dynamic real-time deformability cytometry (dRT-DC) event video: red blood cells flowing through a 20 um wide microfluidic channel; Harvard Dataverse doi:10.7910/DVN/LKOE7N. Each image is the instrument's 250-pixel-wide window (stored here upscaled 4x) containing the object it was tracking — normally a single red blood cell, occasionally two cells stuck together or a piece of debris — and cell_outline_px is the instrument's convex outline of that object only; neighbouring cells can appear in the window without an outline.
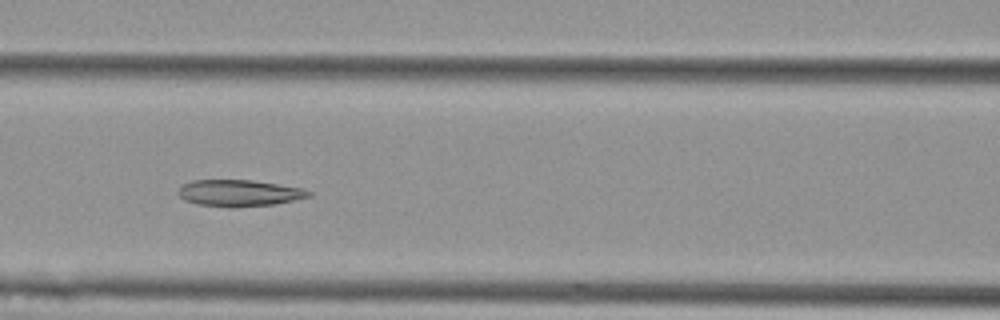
{"species": "Egyptian fruit bat (a non-hibernating species)", "species_latin": "Rousettus aegyptiacus", "temperature_condition": "cold", "stored_images_in_passage": 42, "camera_frame_rate_fps": 3000, "um_per_image_px": 0.085, "animal": {"sex": "female"}, "frame": {"image": 1, "passage_image": 11, "time_ms": 3.333, "image_size_px": [1000, 320], "cell_outline_px": [[312, 196], [276, 204], [196, 204], [184, 200], [180, 196], [180, 188], [184, 184], [192, 180], [248, 180], [276, 184], [300, 188], [312, 192]], "centroid_in_image_um": [20.36, 16.36], "position_along_channel_um": 146.2, "area_um2": 18.9}}
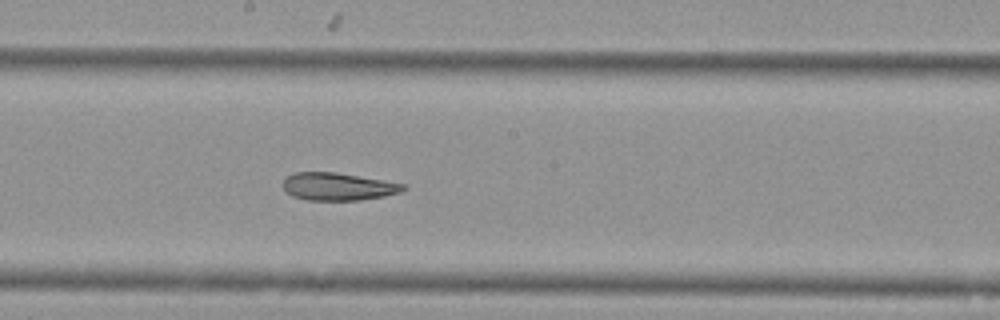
{"frame": {"image": 2, "passage_image": 17, "time_ms": 5.333, "image_size_px": [1000, 320], "cell_outline_px": [[408, 188], [400, 192], [384, 196], [360, 200], [308, 200], [292, 196], [284, 188], [284, 180], [288, 176], [296, 172], [336, 172], [408, 184]], "centroid_in_image_um": [28.8, 15.85], "position_along_channel_um": 219.4, "area_um2": 19.36}}
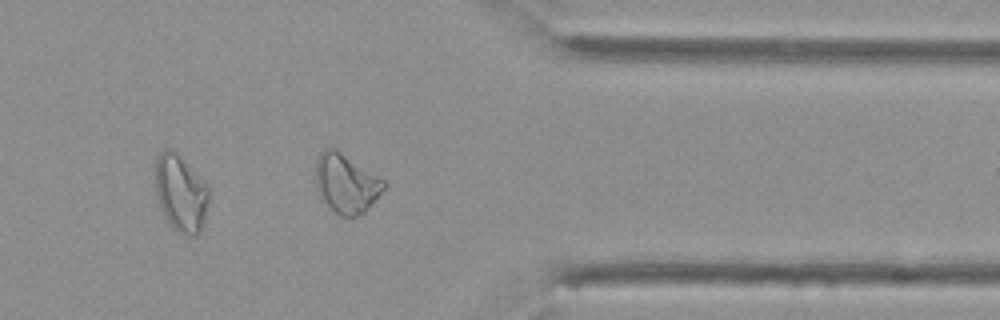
{"frame": {"image": 3, "passage_image": 31, "time_ms": 10.0, "image_size_px": [1000, 320], "cell_outline_px": [[388, 184], [368, 208], [364, 212], [356, 216], [340, 216], [320, 200], [316, 188], [316, 156], [324, 148], [332, 148], [384, 180]], "centroid_in_image_um": [29.38, 15.62], "position_along_channel_um": 382.0, "area_um2": 23.18}, "authors_computed_cell_mechanics": {"area_um2": 20.6346, "velocity_mm_per_s": 3.6777, "shape_relaxation_time_tau1_ms": null, "shape_relaxation_time_tau2_ms": 8.0094, "deformation_change_tau1": null, "deformation_change_tau2": 0.16}}